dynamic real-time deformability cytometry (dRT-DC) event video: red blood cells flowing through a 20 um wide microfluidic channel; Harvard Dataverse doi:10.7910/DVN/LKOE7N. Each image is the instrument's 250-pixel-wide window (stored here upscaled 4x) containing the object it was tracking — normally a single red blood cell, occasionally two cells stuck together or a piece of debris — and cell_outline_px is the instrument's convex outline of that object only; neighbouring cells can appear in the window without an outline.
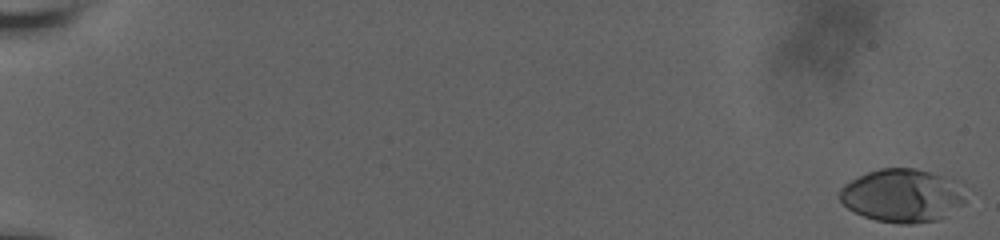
{"species": "human", "species_latin": "Homo sapiens", "temperature_condition": "room temperature", "stored_images_in_passage": 53, "camera_frame_rate_fps": 3000, "um_per_image_px": 0.085, "donor": {"sex": "male"}, "frame": {"image": 1, "passage_image": 1, "time_ms": 0.0, "image_size_px": [1000, 240], "cell_outline_px": [[976, 192], [964, 204], [944, 216], [936, 220], [912, 224], [900, 224], [876, 220], [864, 216], [848, 208], [840, 200], [836, 192], [844, 184], [868, 172], [880, 168], [912, 168], [964, 180]], "centroid_in_image_um": [76.88, 16.6], "position_along_channel_um": 8.1, "area_um2": 40.58}}
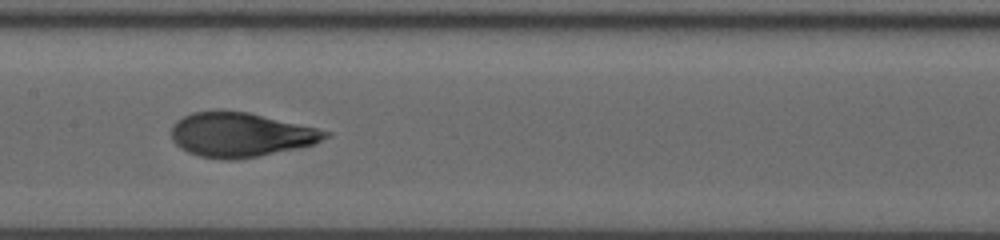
{"frame": {"image": 2, "passage_image": 30, "time_ms": 11.0, "image_size_px": [1000, 240], "cell_outline_px": [[332, 136], [312, 144], [296, 148], [256, 156], [232, 160], [220, 160], [200, 156], [188, 152], [180, 148], [172, 140], [172, 124], [176, 120], [192, 112], [220, 108], [248, 112], [316, 128], [332, 132]], "centroid_in_image_um": [20.4, 11.42], "position_along_channel_um": 187.0, "area_um2": 40.06}}
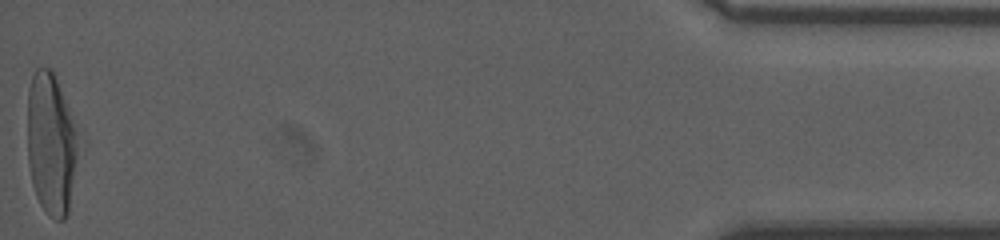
{"frame": {"image": 3, "passage_image": 53, "time_ms": 20.0, "image_size_px": [1000, 240], "cell_outline_px": [[88, 144], [68, 212], [64, 220], [56, 220], [48, 216], [40, 204], [36, 196], [32, 184], [28, 164], [28, 92], [32, 76], [36, 68], [52, 68], [88, 140]], "centroid_in_image_um": [4.54, 12.24], "position_along_channel_um": 430.7, "area_um2": 46.3}, "authors_computed_cell_mechanics": {"area_um2": 38.6104, "velocity_mm_per_s": 3.6507, "shape_relaxation_time_tau1_ms": 5.7436, "shape_relaxation_time_tau2_ms": null, "deformation_change_tau1": 0.2323, "deformation_change_tau2": null}}